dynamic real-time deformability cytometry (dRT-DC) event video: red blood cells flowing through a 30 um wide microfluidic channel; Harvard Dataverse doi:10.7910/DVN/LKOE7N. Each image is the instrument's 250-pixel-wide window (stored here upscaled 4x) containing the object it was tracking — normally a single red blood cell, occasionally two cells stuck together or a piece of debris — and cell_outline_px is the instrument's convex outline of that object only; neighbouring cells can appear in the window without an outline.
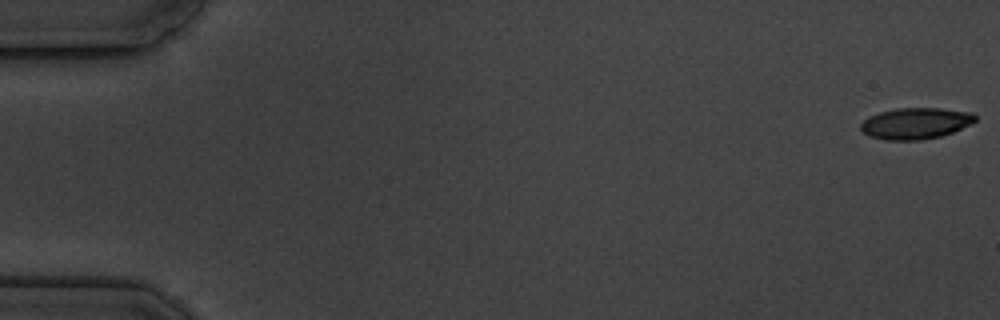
{"species": "common noctule bat (a hibernating species)", "species_latin": "Nyctalus noctula", "temperature_condition": "cold", "stored_images_in_passage": 4, "camera_frame_rate_fps": 3000, "um_per_image_px": 0.085, "animal": {"sex": "male", "body_mass_g": 19.5, "forearm_length_mm": 54.6}, "frame": {"image": 1, "passage_image": 1, "time_ms": 0.0, "image_size_px": [1000, 320], "cell_outline_px": [[976, 120], [972, 124], [952, 132], [940, 136], [920, 140], [884, 140], [868, 136], [860, 128], [860, 124], [868, 116], [880, 112], [896, 108], [940, 108], [972, 112], [976, 116]], "centroid_in_image_um": [77.82, 10.48], "position_along_channel_um": 7.2, "area_um2": 20.98}}